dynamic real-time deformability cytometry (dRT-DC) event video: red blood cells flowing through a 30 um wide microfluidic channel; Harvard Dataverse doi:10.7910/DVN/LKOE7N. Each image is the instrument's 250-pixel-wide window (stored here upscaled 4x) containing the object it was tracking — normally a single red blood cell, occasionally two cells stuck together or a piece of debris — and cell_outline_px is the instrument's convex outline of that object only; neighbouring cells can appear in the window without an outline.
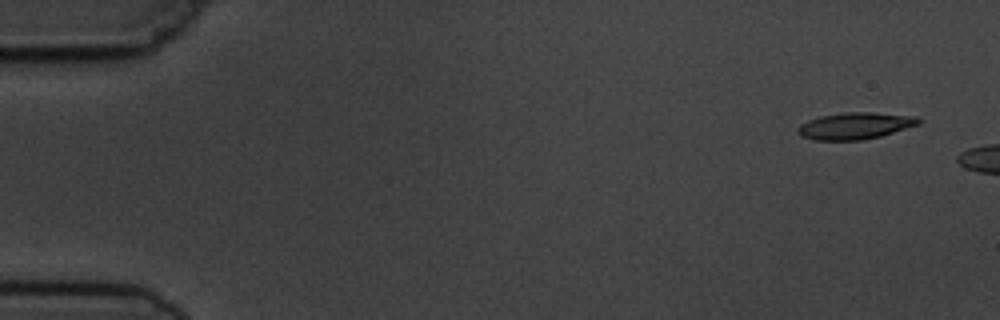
{"species": "common noctule bat (a hibernating species)", "species_latin": "Nyctalus noctula", "temperature_condition": "cold", "stored_images_in_passage": 3, "camera_frame_rate_fps": 3000, "um_per_image_px": 0.085, "animal": {"sex": "male", "body_mass_g": 19.5, "forearm_length_mm": 54.6}, "frame": {"image": 1, "passage_image": 1, "time_ms": 0.0, "image_size_px": [1000, 320], "cell_outline_px": [[924, 120], [920, 124], [880, 136], [864, 140], [812, 140], [800, 136], [796, 132], [796, 128], [800, 124], [808, 120], [820, 116], [848, 112], [872, 112], [916, 116]], "centroid_in_image_um": [72.67, 10.7], "position_along_channel_um": 12.3, "area_um2": 19.02}}